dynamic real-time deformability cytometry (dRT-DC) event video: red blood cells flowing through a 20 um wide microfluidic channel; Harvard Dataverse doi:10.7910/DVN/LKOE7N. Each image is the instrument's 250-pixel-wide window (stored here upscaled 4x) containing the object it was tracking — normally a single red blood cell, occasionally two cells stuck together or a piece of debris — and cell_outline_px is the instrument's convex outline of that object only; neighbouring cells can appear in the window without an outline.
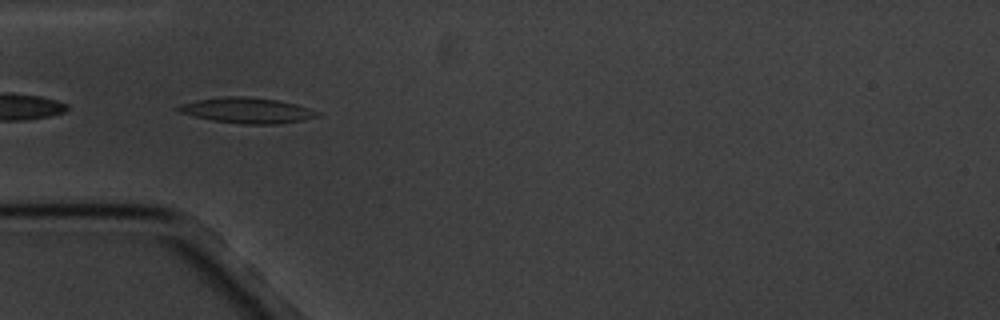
{"species": "common noctule bat (a hibernating species)", "species_latin": "Nyctalus noctula", "temperature_condition": "cold", "stored_images_in_passage": 4, "camera_frame_rate_fps": 3000, "um_per_image_px": 0.085, "animal": {"sex": "male", "body_mass_g": 20.1, "forearm_length_mm": 53.5}, "frame": {"image": 1, "passage_image": 3, "time_ms": 3.333, "image_size_px": [1000, 320], "cell_outline_px": [[320, 116], [304, 120], [276, 124], [244, 124], [212, 120], [180, 112], [176, 108], [180, 104], [196, 100], [228, 96], [244, 96], [276, 100], [296, 104], [320, 112]], "centroid_in_image_um": [21.04, 9.38], "position_along_channel_um": 64.0, "area_um2": 20.46}}
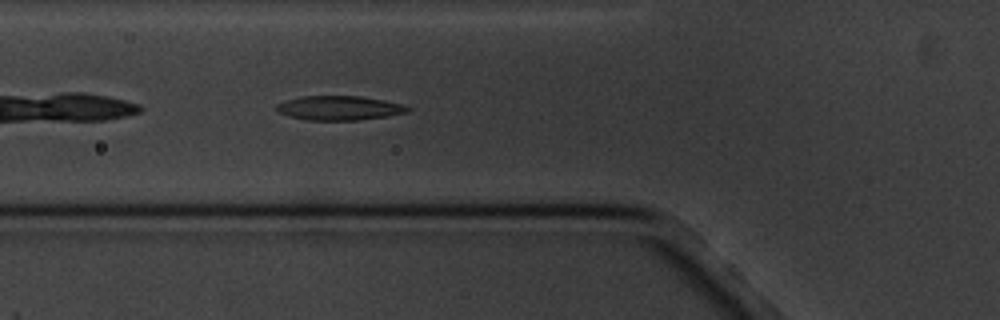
{"frame": {"image": 2, "passage_image": 4, "time_ms": 4.333, "image_size_px": [1000, 320], "cell_outline_px": [[412, 108], [408, 112], [360, 120], [308, 120], [288, 116], [276, 112], [276, 104], [284, 100], [300, 96], [360, 96], [384, 100], [404, 104]], "centroid_in_image_um": [28.8, 9.17], "position_along_channel_um": 97.0, "area_um2": 18.73}}